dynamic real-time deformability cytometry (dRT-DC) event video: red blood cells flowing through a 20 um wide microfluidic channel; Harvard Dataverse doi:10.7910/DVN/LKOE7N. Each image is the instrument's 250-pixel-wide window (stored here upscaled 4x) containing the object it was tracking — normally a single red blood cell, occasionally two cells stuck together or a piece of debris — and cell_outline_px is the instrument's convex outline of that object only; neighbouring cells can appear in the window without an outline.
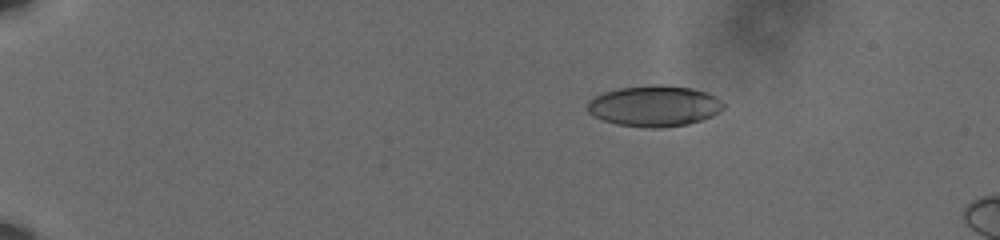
{"species": "human", "species_latin": "Homo sapiens", "temperature_condition": "cold", "stored_images_in_passage": 22, "camera_frame_rate_fps": 3000, "um_per_image_px": 0.085, "donor": {"sex": "male"}, "frame": {"image": 1, "passage_image": 13, "time_ms": 4.0, "image_size_px": [1000, 240], "cell_outline_px": [[724, 108], [720, 112], [712, 116], [688, 124], [660, 128], [648, 128], [616, 124], [604, 120], [588, 112], [588, 100], [604, 92], [620, 88], [652, 84], [664, 84], [692, 88], [704, 92], [720, 100], [724, 104]], "centroid_in_image_um": [55.62, 9.01], "position_along_channel_um": 29.4, "area_um2": 32.37}}